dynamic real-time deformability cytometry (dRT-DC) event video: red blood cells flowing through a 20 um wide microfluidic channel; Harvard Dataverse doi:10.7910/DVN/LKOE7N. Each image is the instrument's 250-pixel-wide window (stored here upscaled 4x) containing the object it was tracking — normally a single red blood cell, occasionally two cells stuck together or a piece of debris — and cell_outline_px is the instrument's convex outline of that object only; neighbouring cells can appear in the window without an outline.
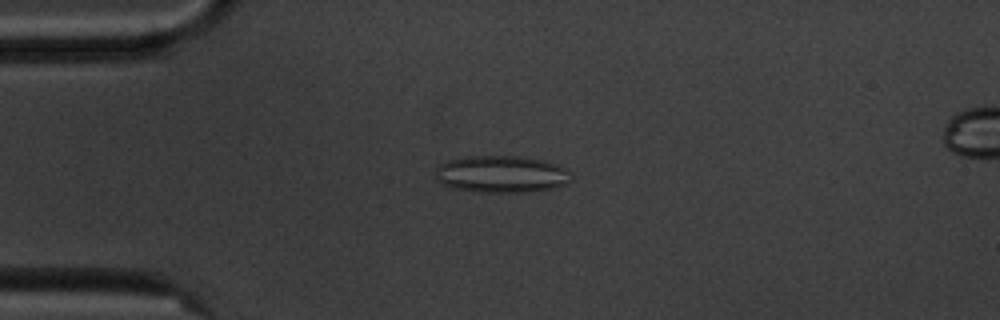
{"species": "common noctule bat (a hibernating species)", "species_latin": "Nyctalus noctula", "temperature_condition": "cold", "stored_images_in_passage": 55, "camera_frame_rate_fps": 3000, "um_per_image_px": 0.085, "animal": {"sex": "male", "body_mass_g": 20.1, "forearm_length_mm": 53.5}, "frame": {"image": 1, "passage_image": 13, "time_ms": 4.0, "image_size_px": [1000, 320], "cell_outline_px": [[572, 180], [564, 184], [552, 188], [528, 192], [480, 192], [452, 188], [440, 184], [436, 176], [436, 168], [440, 164], [448, 160], [468, 156], [516, 156], [544, 160], [568, 168], [572, 172]], "centroid_in_image_um": [42.64, 14.8], "position_along_channel_um": 42.4, "area_um2": 29.54}}
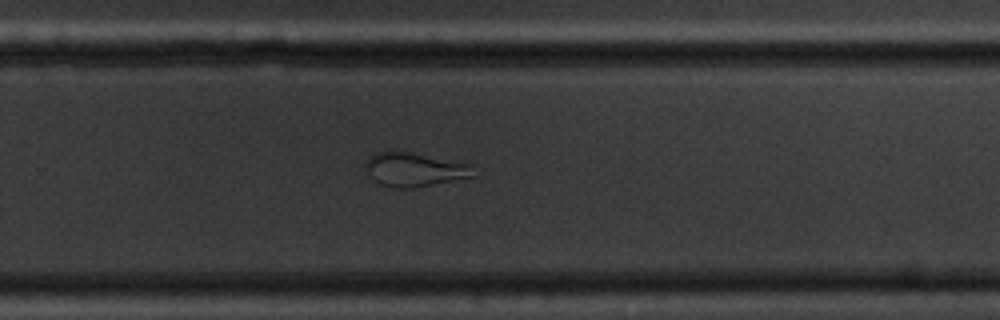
{"frame": {"image": 2, "passage_image": 36, "time_ms": 11.667, "image_size_px": [1000, 320], "cell_outline_px": [[472, 176], [412, 188], [392, 188], [380, 184], [368, 172], [364, 164], [364, 160], [368, 156], [376, 152], [408, 152], [468, 160], [472, 164]], "centroid_in_image_um": [35.27, 14.37], "position_along_channel_um": 294.5, "area_um2": 21.56}}
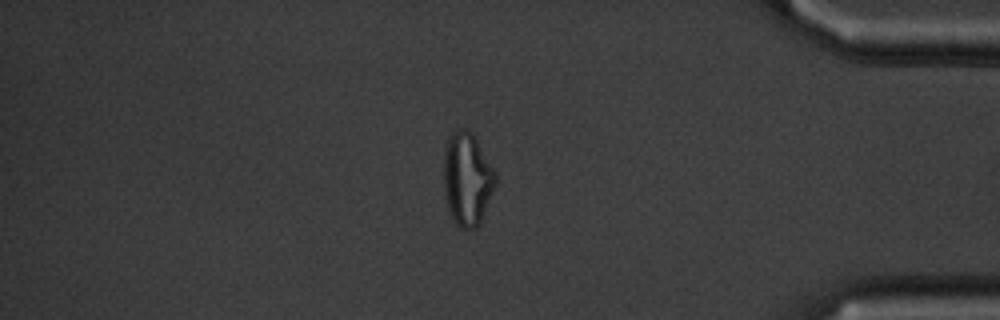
{"frame": {"image": 3, "passage_image": 47, "time_ms": 15.333, "image_size_px": [1000, 320], "cell_outline_px": [[496, 184], [480, 224], [476, 228], [460, 228], [452, 220], [448, 212], [444, 192], [444, 152], [448, 136], [456, 128], [468, 128], [472, 132], [496, 172]], "centroid_in_image_um": [39.7, 15.21], "position_along_channel_um": 395.5, "area_um2": 28.5}, "authors_computed_cell_mechanics": {"area_um2": 27.3972, "velocity_mm_per_s": 3.5721, "shape_relaxation_time_tau1_ms": null, "shape_relaxation_time_tau2_ms": 2.0283, "deformation_change_tau1": null, "deformation_change_tau2": 0.0926}}